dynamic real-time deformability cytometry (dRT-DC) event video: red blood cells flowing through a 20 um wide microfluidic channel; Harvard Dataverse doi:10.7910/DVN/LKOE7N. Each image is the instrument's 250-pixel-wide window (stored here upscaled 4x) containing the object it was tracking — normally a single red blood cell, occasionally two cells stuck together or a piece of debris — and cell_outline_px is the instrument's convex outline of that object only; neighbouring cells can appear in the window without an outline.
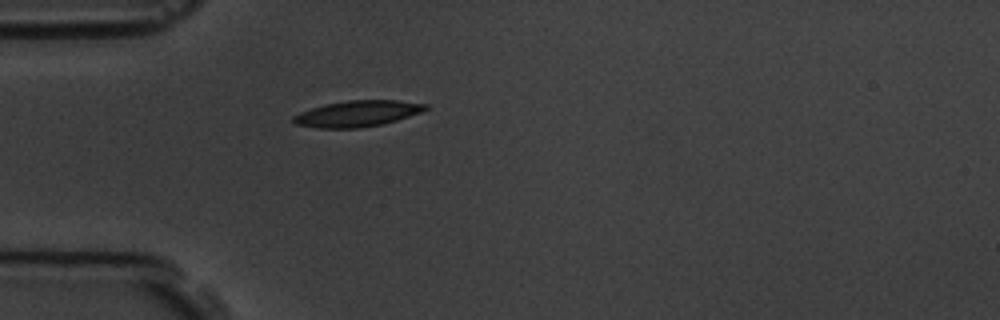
{"species": "common noctule bat (a hibernating species)", "species_latin": "Nyctalus noctula", "temperature_condition": "room temperature", "stored_images_in_passage": 1, "camera_frame_rate_fps": 3000, "um_per_image_px": 0.085, "animal": {"sex": "male", "body_mass_g": 19.5, "forearm_length_mm": 54.6}, "frame": {"image": 1, "passage_image": 1, "time_ms": 0.0, "image_size_px": [1000, 320], "cell_outline_px": [[428, 108], [420, 112], [384, 124], [356, 128], [316, 128], [296, 124], [292, 120], [292, 116], [300, 112], [312, 108], [328, 104], [348, 100], [396, 100], [428, 104]], "centroid_in_image_um": [30.37, 9.66], "position_along_channel_um": 54.6, "area_um2": 19.88}}